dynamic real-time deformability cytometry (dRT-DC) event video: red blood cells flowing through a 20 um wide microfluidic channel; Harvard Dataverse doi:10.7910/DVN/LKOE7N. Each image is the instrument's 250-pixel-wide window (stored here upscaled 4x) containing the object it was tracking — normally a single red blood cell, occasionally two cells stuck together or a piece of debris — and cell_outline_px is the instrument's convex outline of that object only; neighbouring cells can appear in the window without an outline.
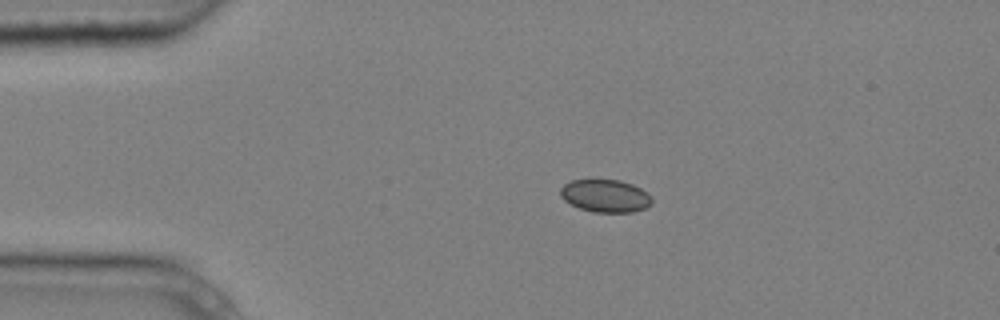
{"species": "common noctule bat (a hibernating species)", "species_latin": "Nyctalus noctula", "temperature_condition": "cold", "stored_images_in_passage": 9, "camera_frame_rate_fps": 3000, "um_per_image_px": 0.085, "animal": {"sex": "male", "body_mass_g": 20.4}, "frame": {"image": 1, "passage_image": 3, "time_ms": 0.667, "image_size_px": [1000, 320], "cell_outline_px": [[652, 204], [644, 208], [632, 212], [592, 212], [580, 208], [564, 200], [560, 196], [560, 188], [564, 184], [572, 180], [596, 176], [620, 180], [632, 184], [640, 188], [652, 196]], "centroid_in_image_um": [51.43, 16.59], "position_along_channel_um": 33.6, "area_um2": 18.09}}
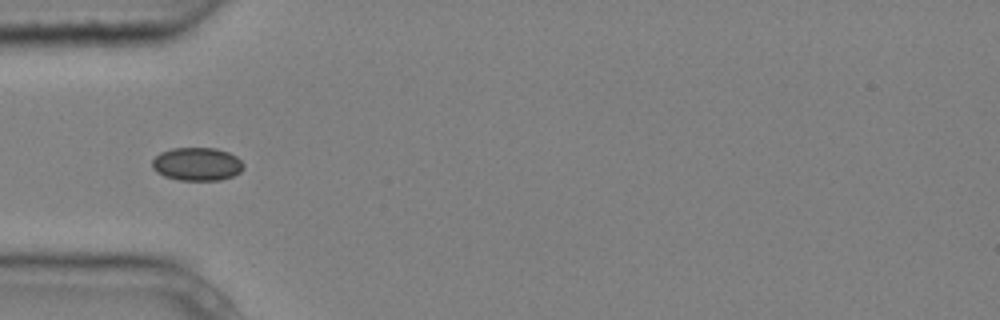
{"frame": {"image": 2, "passage_image": 4, "time_ms": 1.0, "image_size_px": [1000, 320], "cell_outline_px": [[244, 168], [240, 172], [232, 176], [220, 180], [180, 180], [164, 176], [156, 172], [152, 168], [152, 160], [160, 152], [172, 148], [216, 148], [228, 152], [236, 156], [244, 164]], "centroid_in_image_um": [16.74, 13.94], "position_along_channel_um": 68.3, "area_um2": 17.74}}
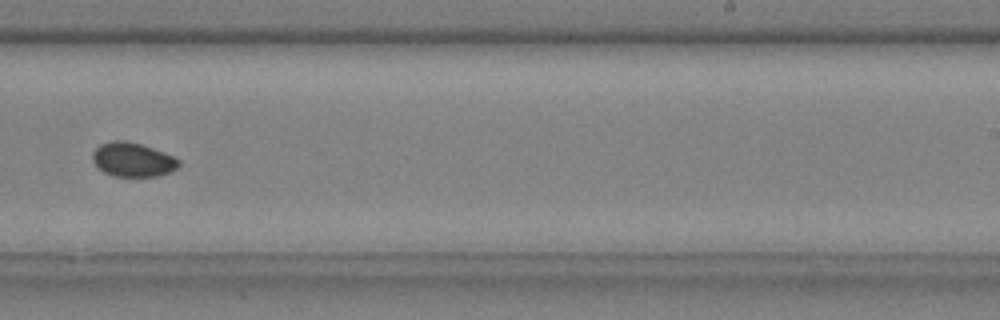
{"frame": {"image": 3, "passage_image": 9, "time_ms": 2.667, "image_size_px": [1000, 320], "cell_outline_px": [[180, 164], [176, 168], [160, 176], [112, 176], [104, 172], [92, 160], [92, 152], [100, 144], [112, 140], [124, 140], [140, 144], [164, 152], [180, 160]], "centroid_in_image_um": [11.27, 13.56], "position_along_channel_um": 277.7, "area_um2": 17.05}}